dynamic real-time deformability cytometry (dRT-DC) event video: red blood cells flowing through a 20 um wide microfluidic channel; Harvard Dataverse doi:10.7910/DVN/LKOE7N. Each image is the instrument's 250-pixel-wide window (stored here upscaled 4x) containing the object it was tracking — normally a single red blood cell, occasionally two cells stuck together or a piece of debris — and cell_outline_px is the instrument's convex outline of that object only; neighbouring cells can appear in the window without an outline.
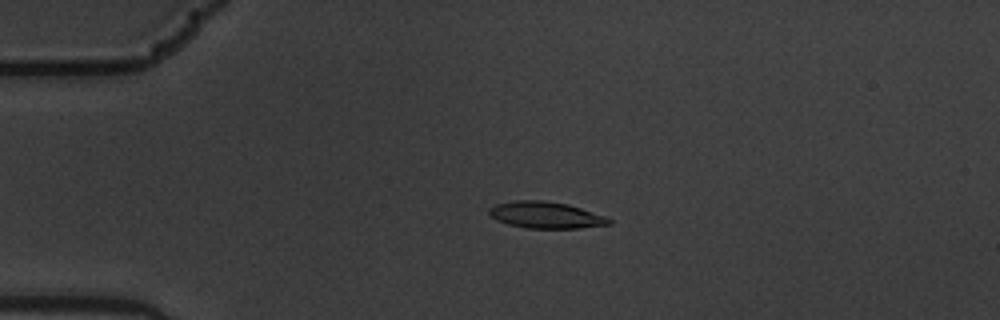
{"species": "common noctule bat (a hibernating species)", "species_latin": "Nyctalus noctula", "temperature_condition": "warm", "stored_images_in_passage": 58, "camera_frame_rate_fps": 3000, "um_per_image_px": 0.085, "animal": {"sex": "male", "body_mass_g": 19.5, "forearm_length_mm": 54.6}, "frame": {"image": 1, "passage_image": 14, "time_ms": 4.333, "image_size_px": [1000, 320], "cell_outline_px": [[612, 224], [580, 228], [528, 228], [508, 224], [496, 220], [488, 212], [488, 208], [496, 204], [512, 200], [544, 200], [568, 204], [604, 216], [612, 220]], "centroid_in_image_um": [46.37, 18.27], "position_along_channel_um": 38.6, "area_um2": 18.55}}
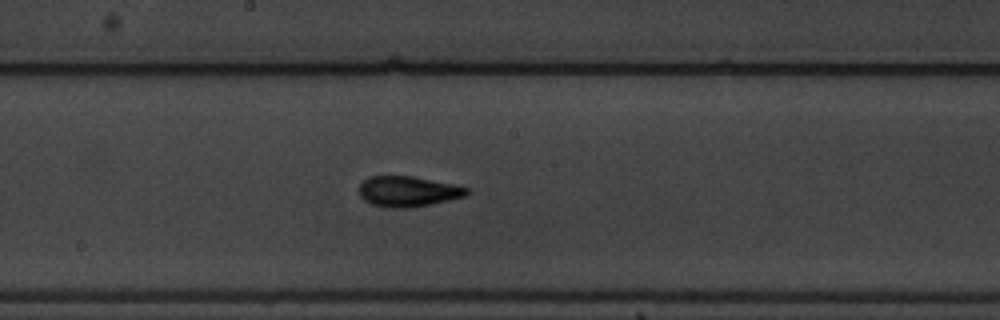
{"frame": {"image": 2, "passage_image": 32, "time_ms": 10.333, "image_size_px": [1000, 320], "cell_outline_px": [[468, 192], [464, 196], [448, 200], [412, 208], [392, 208], [372, 204], [364, 200], [360, 196], [360, 184], [368, 176], [412, 176], [452, 184], [468, 188]], "centroid_in_image_um": [34.64, 16.27], "position_along_channel_um": 213.6, "area_um2": 18.9}}
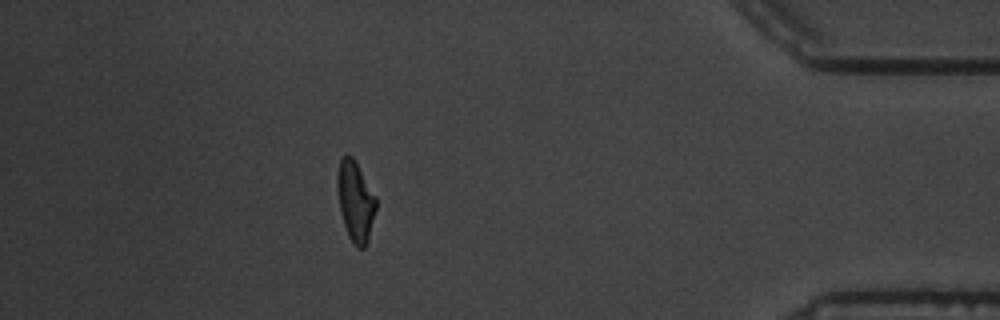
{"frame": {"image": 3, "passage_image": 52, "time_ms": 17.0, "image_size_px": [1000, 320], "cell_outline_px": [[376, 208], [368, 240], [364, 248], [356, 248], [348, 236], [344, 224], [340, 208], [336, 188], [336, 176], [340, 160], [344, 156], [352, 156], [376, 196]], "centroid_in_image_um": [30.2, 17.12], "position_along_channel_um": 405.0, "area_um2": 17.98}, "authors_computed_cell_mechanics": {"area_um2": 17.9469, "velocity_mm_per_s": 3.5123, "shape_relaxation_time_tau1_ms": 4.3258, "shape_relaxation_time_tau2_ms": 1.6604, "deformation_change_tau1": 0.1813, "deformation_change_tau2": 0.0812}}